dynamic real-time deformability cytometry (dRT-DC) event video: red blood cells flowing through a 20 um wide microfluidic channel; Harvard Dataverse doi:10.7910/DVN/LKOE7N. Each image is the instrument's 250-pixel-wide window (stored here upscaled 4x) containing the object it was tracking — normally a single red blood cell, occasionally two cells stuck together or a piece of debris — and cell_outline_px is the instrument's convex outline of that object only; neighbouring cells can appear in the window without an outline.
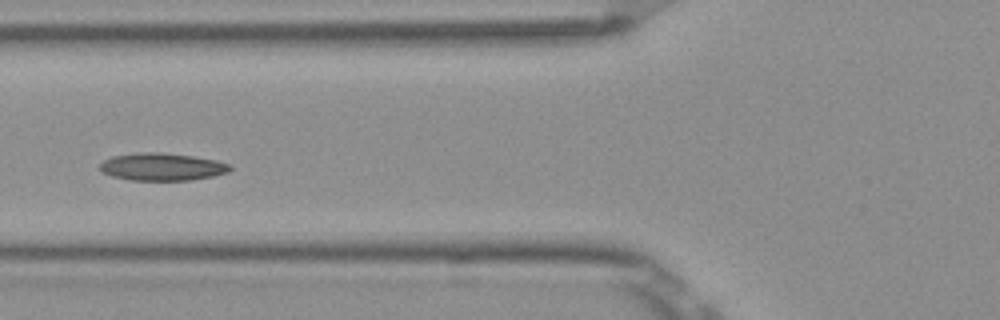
{"species": "Egyptian fruit bat (a non-hibernating species)", "species_latin": "Rousettus aegyptiacus", "temperature_condition": "room temperature", "stored_images_in_passage": 4, "camera_frame_rate_fps": 3000, "um_per_image_px": 0.085, "frame": {"image": 1, "passage_image": 4, "time_ms": 1.0, "image_size_px": [1000, 320], "cell_outline_px": [[232, 168], [228, 172], [212, 176], [192, 180], [132, 180], [112, 176], [100, 172], [100, 164], [104, 160], [112, 156], [136, 152], [160, 152], [192, 156], [216, 160], [232, 164]], "centroid_in_image_um": [13.77, 14.17], "position_along_channel_um": 112.0, "area_um2": 20.98}}